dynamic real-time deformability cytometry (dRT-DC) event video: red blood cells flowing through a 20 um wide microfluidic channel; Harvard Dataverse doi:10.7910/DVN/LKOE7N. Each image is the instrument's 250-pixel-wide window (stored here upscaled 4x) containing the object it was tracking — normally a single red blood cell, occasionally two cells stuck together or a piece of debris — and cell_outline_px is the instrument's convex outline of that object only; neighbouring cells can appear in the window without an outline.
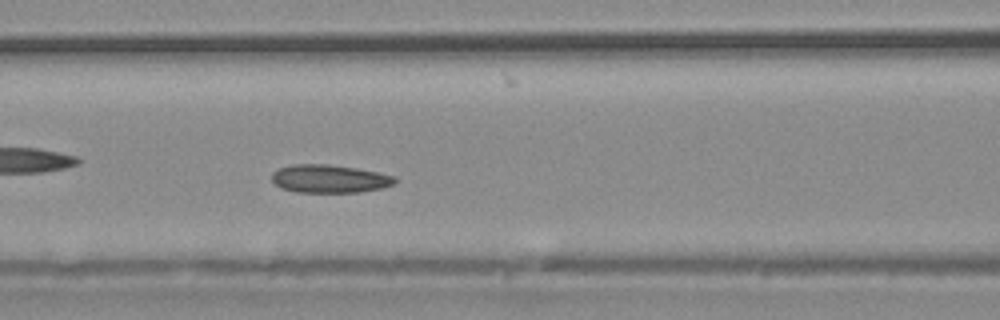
{"species": "common noctule bat (a hibernating species)", "species_latin": "Nyctalus noctula", "temperature_condition": "warm", "stored_images_in_passage": 39, "camera_frame_rate_fps": 3000, "um_per_image_px": 0.085, "animal": {"sex": "male", "body_mass_g": 20.4}, "frame": {"image": 1, "passage_image": 17, "time_ms": 5.333, "image_size_px": [1000, 320], "cell_outline_px": [[396, 184], [380, 188], [360, 192], [296, 192], [280, 188], [272, 180], [272, 172], [276, 168], [292, 164], [328, 164], [356, 168], [396, 176]], "centroid_in_image_um": [27.98, 15.19], "position_along_channel_um": 138.6, "area_um2": 20.29}}